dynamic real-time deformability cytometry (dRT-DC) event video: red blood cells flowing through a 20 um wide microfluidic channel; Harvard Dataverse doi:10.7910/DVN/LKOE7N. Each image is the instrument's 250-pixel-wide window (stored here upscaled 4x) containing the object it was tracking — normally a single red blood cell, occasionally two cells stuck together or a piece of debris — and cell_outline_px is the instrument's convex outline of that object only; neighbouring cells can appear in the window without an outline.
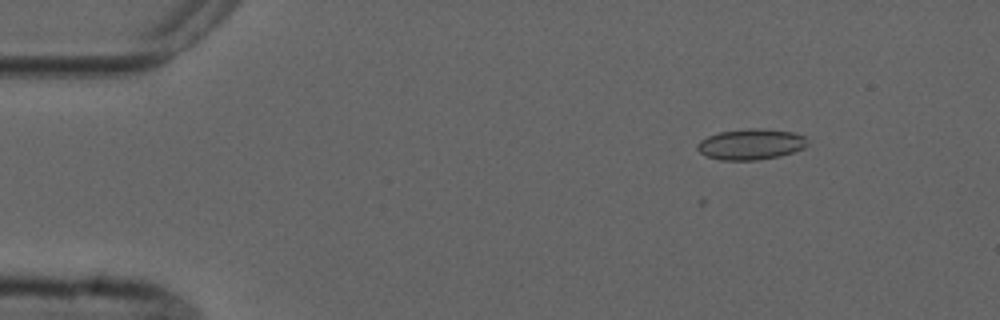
{"species": "common noctule bat (a hibernating species)", "species_latin": "Nyctalus noctula", "temperature_condition": "cold", "stored_images_in_passage": 6, "camera_frame_rate_fps": 3000, "um_per_image_px": 0.085, "animal": {"sex": "male", "forearm_length_mm": 52.5}, "frame": {"image": 1, "passage_image": 2, "time_ms": 1.0, "image_size_px": [1000, 320], "cell_outline_px": [[808, 144], [804, 148], [780, 156], [756, 160], [720, 160], [708, 156], [700, 152], [696, 148], [696, 144], [700, 140], [708, 136], [720, 132], [748, 128], [764, 128], [792, 132], [804, 136]], "centroid_in_image_um": [63.82, 12.26], "position_along_channel_um": 21.2, "area_um2": 19.77}}
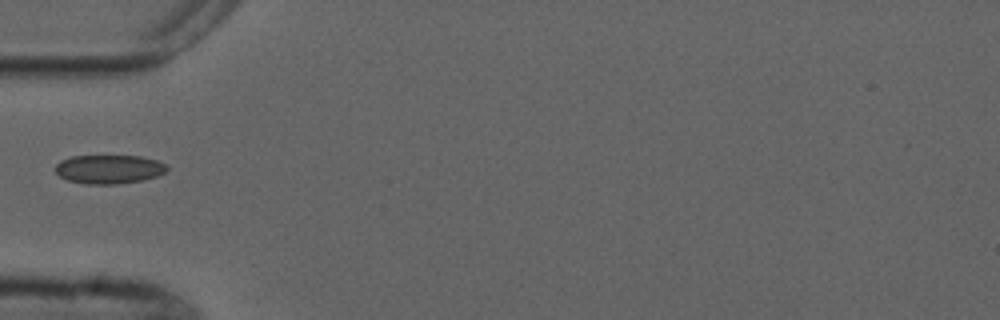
{"frame": {"image": 2, "passage_image": 5, "time_ms": 4.667, "image_size_px": [1000, 320], "cell_outline_px": [[168, 168], [164, 172], [156, 176], [140, 180], [116, 184], [88, 184], [68, 180], [60, 176], [56, 172], [56, 164], [60, 160], [72, 156], [140, 156], [156, 160], [164, 164]], "centroid_in_image_um": [9.23, 14.37], "position_along_channel_um": 75.8, "area_um2": 18.5}}
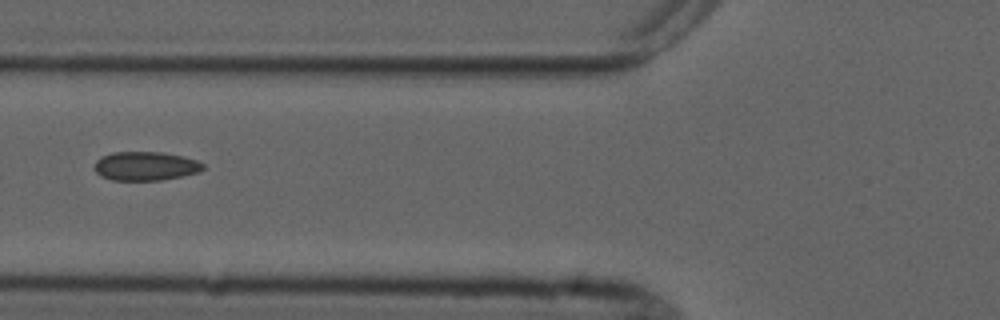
{"frame": {"image": 3, "passage_image": 6, "time_ms": 5.667, "image_size_px": [1000, 320], "cell_outline_px": [[204, 168], [200, 172], [160, 180], [112, 180], [100, 176], [96, 172], [96, 160], [100, 156], [112, 152], [160, 152], [184, 156], [196, 160], [204, 164]], "centroid_in_image_um": [12.37, 14.11], "position_along_channel_um": 113.4, "area_um2": 18.26}}